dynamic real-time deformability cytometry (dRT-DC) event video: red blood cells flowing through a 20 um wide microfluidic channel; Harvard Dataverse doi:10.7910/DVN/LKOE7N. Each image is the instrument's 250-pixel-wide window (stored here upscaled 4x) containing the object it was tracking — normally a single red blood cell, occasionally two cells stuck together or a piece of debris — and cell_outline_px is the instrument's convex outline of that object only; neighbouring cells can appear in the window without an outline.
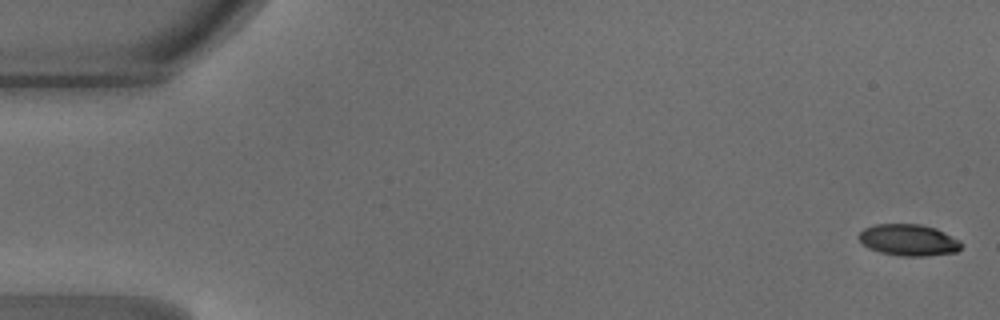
{"species": "common noctule bat (a hibernating species)", "species_latin": "Nyctalus noctula", "temperature_condition": "warm", "stored_images_in_passage": 9, "camera_frame_rate_fps": 3000, "um_per_image_px": 0.085, "animal": {"sex": "male", "body_mass_g": 18.8}, "frame": {"image": 1, "passage_image": 1, "time_ms": 0.0, "image_size_px": [1000, 320], "cell_outline_px": [[964, 244], [956, 252], [928, 256], [900, 256], [880, 252], [868, 248], [856, 236], [864, 228], [876, 224], [920, 224], [936, 228], [960, 240]], "centroid_in_image_um": [77.24, 20.4], "position_along_channel_um": 7.8, "area_um2": 18.96}}